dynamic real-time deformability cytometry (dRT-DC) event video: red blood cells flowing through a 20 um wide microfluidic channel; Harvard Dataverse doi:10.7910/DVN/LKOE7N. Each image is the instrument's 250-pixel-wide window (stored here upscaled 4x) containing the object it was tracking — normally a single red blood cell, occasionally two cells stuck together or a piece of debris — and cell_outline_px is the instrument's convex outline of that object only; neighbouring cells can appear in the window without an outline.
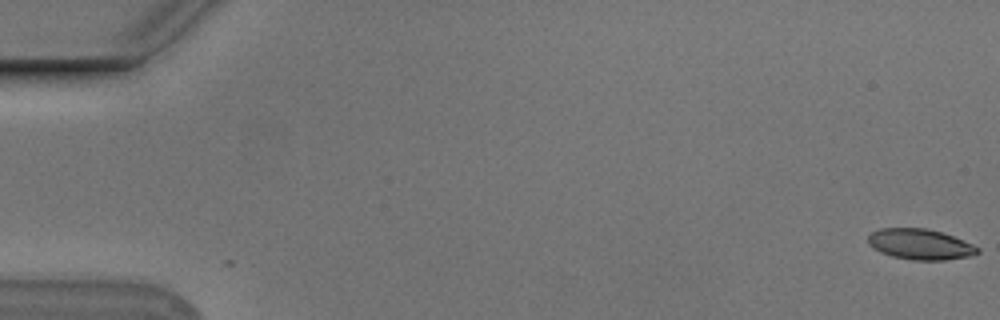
{"species": "Egyptian fruit bat (a non-hibernating species)", "species_latin": "Rousettus aegyptiacus", "temperature_condition": "cold", "stored_images_in_passage": 22, "camera_frame_rate_fps": 3000, "um_per_image_px": 0.085, "animal": {"sex": "male"}, "frame": {"image": 1, "passage_image": 1, "time_ms": 0.0, "image_size_px": [1000, 320], "cell_outline_px": [[980, 252], [972, 256], [944, 260], [912, 260], [892, 256], [880, 252], [872, 248], [868, 244], [868, 236], [872, 232], [880, 228], [928, 228], [964, 240], [980, 248]], "centroid_in_image_um": [78.21, 20.77], "position_along_channel_um": 6.8, "area_um2": 19.65}}
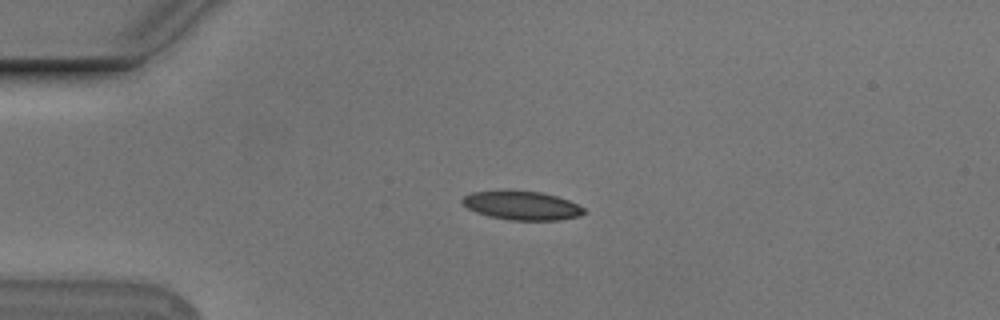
{"frame": {"image": 2, "passage_image": 14, "time_ms": 4.333, "image_size_px": [1000, 320], "cell_outline_px": [[588, 212], [580, 216], [560, 220], [512, 220], [488, 216], [476, 212], [468, 208], [460, 200], [464, 196], [472, 192], [540, 192], [556, 196], [568, 200], [584, 208]], "centroid_in_image_um": [44.4, 17.5], "position_along_channel_um": 40.6, "area_um2": 19.94}}
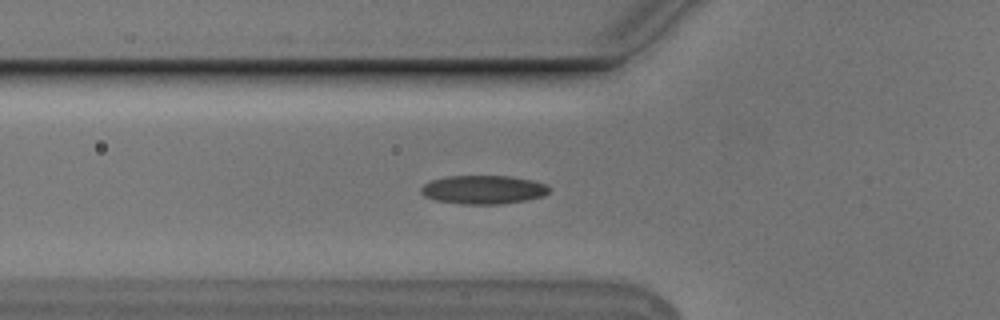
{"frame": {"image": 3, "passage_image": 20, "time_ms": 6.333, "image_size_px": [1000, 320], "cell_outline_px": [[552, 188], [544, 196], [528, 200], [500, 204], [460, 204], [436, 200], [424, 196], [420, 192], [420, 188], [424, 184], [432, 180], [448, 176], [512, 176], [532, 180], [548, 184]], "centroid_in_image_um": [41.12, 16.12], "position_along_channel_um": 84.7, "area_um2": 21.62}}